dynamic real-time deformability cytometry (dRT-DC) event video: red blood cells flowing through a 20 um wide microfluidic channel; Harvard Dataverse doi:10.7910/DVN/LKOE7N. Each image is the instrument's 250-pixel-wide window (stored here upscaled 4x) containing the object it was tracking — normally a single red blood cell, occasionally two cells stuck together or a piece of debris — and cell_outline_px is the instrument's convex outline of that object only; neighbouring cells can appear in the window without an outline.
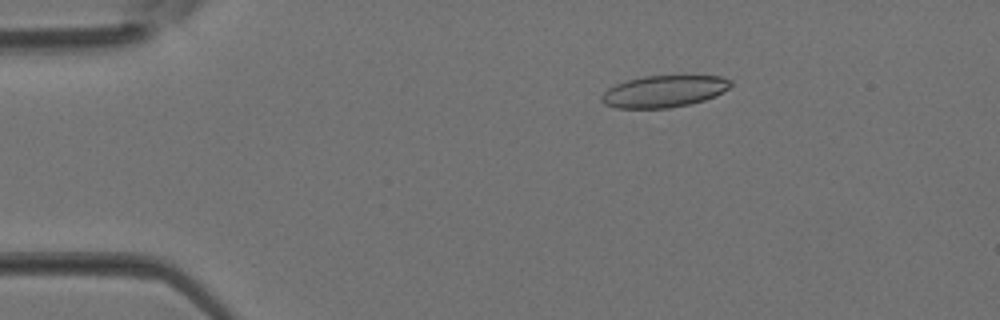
{"species": "Egyptian fruit bat (a non-hibernating species)", "species_latin": "Rousettus aegyptiacus", "temperature_condition": "room temperature", "stored_images_in_passage": 3, "camera_frame_rate_fps": 3000, "um_per_image_px": 0.085, "animal": {"sex": "female"}, "frame": {"image": 1, "passage_image": 2, "time_ms": 0.333, "image_size_px": [1000, 320], "cell_outline_px": [[732, 84], [728, 88], [716, 96], [704, 100], [688, 104], [668, 108], [616, 108], [604, 104], [600, 100], [600, 96], [608, 88], [616, 84], [628, 80], [644, 76], [720, 76], [732, 80]], "centroid_in_image_um": [56.42, 7.77], "position_along_channel_um": 28.6, "area_um2": 23.87}}